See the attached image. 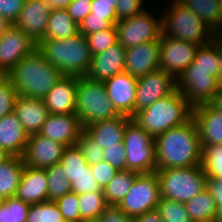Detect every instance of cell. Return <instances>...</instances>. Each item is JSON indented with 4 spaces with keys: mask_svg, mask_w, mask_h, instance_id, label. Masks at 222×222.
<instances>
[{
    "mask_svg": "<svg viewBox=\"0 0 222 222\" xmlns=\"http://www.w3.org/2000/svg\"><path fill=\"white\" fill-rule=\"evenodd\" d=\"M156 170L183 168L202 164V145L193 118L170 128L154 138Z\"/></svg>",
    "mask_w": 222,
    "mask_h": 222,
    "instance_id": "cell-1",
    "label": "cell"
},
{
    "mask_svg": "<svg viewBox=\"0 0 222 222\" xmlns=\"http://www.w3.org/2000/svg\"><path fill=\"white\" fill-rule=\"evenodd\" d=\"M6 76L19 96L43 99L64 75L36 48L22 58Z\"/></svg>",
    "mask_w": 222,
    "mask_h": 222,
    "instance_id": "cell-2",
    "label": "cell"
},
{
    "mask_svg": "<svg viewBox=\"0 0 222 222\" xmlns=\"http://www.w3.org/2000/svg\"><path fill=\"white\" fill-rule=\"evenodd\" d=\"M37 50L63 75L86 76L92 61V53L86 37L80 33L67 39H43Z\"/></svg>",
    "mask_w": 222,
    "mask_h": 222,
    "instance_id": "cell-3",
    "label": "cell"
},
{
    "mask_svg": "<svg viewBox=\"0 0 222 222\" xmlns=\"http://www.w3.org/2000/svg\"><path fill=\"white\" fill-rule=\"evenodd\" d=\"M193 107L182 93L176 89L168 96L158 99L148 108L135 113L132 117L140 127L153 138L192 118Z\"/></svg>",
    "mask_w": 222,
    "mask_h": 222,
    "instance_id": "cell-4",
    "label": "cell"
},
{
    "mask_svg": "<svg viewBox=\"0 0 222 222\" xmlns=\"http://www.w3.org/2000/svg\"><path fill=\"white\" fill-rule=\"evenodd\" d=\"M161 14L162 35L197 45L210 43L216 34L192 10L178 0H171Z\"/></svg>",
    "mask_w": 222,
    "mask_h": 222,
    "instance_id": "cell-5",
    "label": "cell"
},
{
    "mask_svg": "<svg viewBox=\"0 0 222 222\" xmlns=\"http://www.w3.org/2000/svg\"><path fill=\"white\" fill-rule=\"evenodd\" d=\"M75 113L83 127L120 115L107 95L104 82L86 76L78 77Z\"/></svg>",
    "mask_w": 222,
    "mask_h": 222,
    "instance_id": "cell-6",
    "label": "cell"
},
{
    "mask_svg": "<svg viewBox=\"0 0 222 222\" xmlns=\"http://www.w3.org/2000/svg\"><path fill=\"white\" fill-rule=\"evenodd\" d=\"M155 172L161 198L185 203L206 189L207 176L201 165Z\"/></svg>",
    "mask_w": 222,
    "mask_h": 222,
    "instance_id": "cell-7",
    "label": "cell"
},
{
    "mask_svg": "<svg viewBox=\"0 0 222 222\" xmlns=\"http://www.w3.org/2000/svg\"><path fill=\"white\" fill-rule=\"evenodd\" d=\"M123 144L126 150V169L137 173L156 171L154 138L131 119L124 131Z\"/></svg>",
    "mask_w": 222,
    "mask_h": 222,
    "instance_id": "cell-8",
    "label": "cell"
},
{
    "mask_svg": "<svg viewBox=\"0 0 222 222\" xmlns=\"http://www.w3.org/2000/svg\"><path fill=\"white\" fill-rule=\"evenodd\" d=\"M218 70L186 68L176 79V89L192 107L207 104L220 90L217 82Z\"/></svg>",
    "mask_w": 222,
    "mask_h": 222,
    "instance_id": "cell-9",
    "label": "cell"
},
{
    "mask_svg": "<svg viewBox=\"0 0 222 222\" xmlns=\"http://www.w3.org/2000/svg\"><path fill=\"white\" fill-rule=\"evenodd\" d=\"M160 199L156 172L140 173L135 177L128 194L117 206L126 215L133 218L145 212L155 210Z\"/></svg>",
    "mask_w": 222,
    "mask_h": 222,
    "instance_id": "cell-10",
    "label": "cell"
},
{
    "mask_svg": "<svg viewBox=\"0 0 222 222\" xmlns=\"http://www.w3.org/2000/svg\"><path fill=\"white\" fill-rule=\"evenodd\" d=\"M152 14L144 9L132 17L118 20L115 24L117 38L125 49L156 40L161 36V14L159 18Z\"/></svg>",
    "mask_w": 222,
    "mask_h": 222,
    "instance_id": "cell-11",
    "label": "cell"
},
{
    "mask_svg": "<svg viewBox=\"0 0 222 222\" xmlns=\"http://www.w3.org/2000/svg\"><path fill=\"white\" fill-rule=\"evenodd\" d=\"M199 46L161 34L159 69L177 79L192 63Z\"/></svg>",
    "mask_w": 222,
    "mask_h": 222,
    "instance_id": "cell-12",
    "label": "cell"
},
{
    "mask_svg": "<svg viewBox=\"0 0 222 222\" xmlns=\"http://www.w3.org/2000/svg\"><path fill=\"white\" fill-rule=\"evenodd\" d=\"M176 90V79L162 69L138 77L136 87L135 113L142 111L158 99Z\"/></svg>",
    "mask_w": 222,
    "mask_h": 222,
    "instance_id": "cell-13",
    "label": "cell"
},
{
    "mask_svg": "<svg viewBox=\"0 0 222 222\" xmlns=\"http://www.w3.org/2000/svg\"><path fill=\"white\" fill-rule=\"evenodd\" d=\"M37 48V43L14 24L0 38V75L6 76L25 56Z\"/></svg>",
    "mask_w": 222,
    "mask_h": 222,
    "instance_id": "cell-14",
    "label": "cell"
},
{
    "mask_svg": "<svg viewBox=\"0 0 222 222\" xmlns=\"http://www.w3.org/2000/svg\"><path fill=\"white\" fill-rule=\"evenodd\" d=\"M66 147V145L38 133L29 135L22 156L24 165L39 169L51 167L56 163H60Z\"/></svg>",
    "mask_w": 222,
    "mask_h": 222,
    "instance_id": "cell-15",
    "label": "cell"
},
{
    "mask_svg": "<svg viewBox=\"0 0 222 222\" xmlns=\"http://www.w3.org/2000/svg\"><path fill=\"white\" fill-rule=\"evenodd\" d=\"M138 78L122 72L104 81L107 95L120 115H135L136 87Z\"/></svg>",
    "mask_w": 222,
    "mask_h": 222,
    "instance_id": "cell-16",
    "label": "cell"
},
{
    "mask_svg": "<svg viewBox=\"0 0 222 222\" xmlns=\"http://www.w3.org/2000/svg\"><path fill=\"white\" fill-rule=\"evenodd\" d=\"M84 127L76 113L49 114L38 134L66 146L76 145Z\"/></svg>",
    "mask_w": 222,
    "mask_h": 222,
    "instance_id": "cell-17",
    "label": "cell"
},
{
    "mask_svg": "<svg viewBox=\"0 0 222 222\" xmlns=\"http://www.w3.org/2000/svg\"><path fill=\"white\" fill-rule=\"evenodd\" d=\"M160 37L126 48L125 72L140 77L159 69Z\"/></svg>",
    "mask_w": 222,
    "mask_h": 222,
    "instance_id": "cell-18",
    "label": "cell"
},
{
    "mask_svg": "<svg viewBox=\"0 0 222 222\" xmlns=\"http://www.w3.org/2000/svg\"><path fill=\"white\" fill-rule=\"evenodd\" d=\"M51 11L44 0H25L14 25L38 43L44 39Z\"/></svg>",
    "mask_w": 222,
    "mask_h": 222,
    "instance_id": "cell-19",
    "label": "cell"
},
{
    "mask_svg": "<svg viewBox=\"0 0 222 222\" xmlns=\"http://www.w3.org/2000/svg\"><path fill=\"white\" fill-rule=\"evenodd\" d=\"M126 49L117 41L108 49L93 55L86 77L94 81H105L125 72Z\"/></svg>",
    "mask_w": 222,
    "mask_h": 222,
    "instance_id": "cell-20",
    "label": "cell"
},
{
    "mask_svg": "<svg viewBox=\"0 0 222 222\" xmlns=\"http://www.w3.org/2000/svg\"><path fill=\"white\" fill-rule=\"evenodd\" d=\"M78 76H62L43 98L49 114H72L76 112Z\"/></svg>",
    "mask_w": 222,
    "mask_h": 222,
    "instance_id": "cell-21",
    "label": "cell"
},
{
    "mask_svg": "<svg viewBox=\"0 0 222 222\" xmlns=\"http://www.w3.org/2000/svg\"><path fill=\"white\" fill-rule=\"evenodd\" d=\"M15 198L29 204L48 201V179L46 169L25 166Z\"/></svg>",
    "mask_w": 222,
    "mask_h": 222,
    "instance_id": "cell-22",
    "label": "cell"
},
{
    "mask_svg": "<svg viewBox=\"0 0 222 222\" xmlns=\"http://www.w3.org/2000/svg\"><path fill=\"white\" fill-rule=\"evenodd\" d=\"M201 145H222V111L215 110L209 103L193 107Z\"/></svg>",
    "mask_w": 222,
    "mask_h": 222,
    "instance_id": "cell-23",
    "label": "cell"
},
{
    "mask_svg": "<svg viewBox=\"0 0 222 222\" xmlns=\"http://www.w3.org/2000/svg\"><path fill=\"white\" fill-rule=\"evenodd\" d=\"M13 112L28 135L36 134L47 120L49 111L43 99L17 96Z\"/></svg>",
    "mask_w": 222,
    "mask_h": 222,
    "instance_id": "cell-24",
    "label": "cell"
},
{
    "mask_svg": "<svg viewBox=\"0 0 222 222\" xmlns=\"http://www.w3.org/2000/svg\"><path fill=\"white\" fill-rule=\"evenodd\" d=\"M131 119L119 115L113 119L91 123L84 127V131L104 150L123 143L125 127Z\"/></svg>",
    "mask_w": 222,
    "mask_h": 222,
    "instance_id": "cell-25",
    "label": "cell"
},
{
    "mask_svg": "<svg viewBox=\"0 0 222 222\" xmlns=\"http://www.w3.org/2000/svg\"><path fill=\"white\" fill-rule=\"evenodd\" d=\"M28 136L14 112L0 119V148L9 156H23Z\"/></svg>",
    "mask_w": 222,
    "mask_h": 222,
    "instance_id": "cell-26",
    "label": "cell"
},
{
    "mask_svg": "<svg viewBox=\"0 0 222 222\" xmlns=\"http://www.w3.org/2000/svg\"><path fill=\"white\" fill-rule=\"evenodd\" d=\"M24 167L20 156H9L0 164V195L3 198L15 196Z\"/></svg>",
    "mask_w": 222,
    "mask_h": 222,
    "instance_id": "cell-27",
    "label": "cell"
},
{
    "mask_svg": "<svg viewBox=\"0 0 222 222\" xmlns=\"http://www.w3.org/2000/svg\"><path fill=\"white\" fill-rule=\"evenodd\" d=\"M79 33V25L66 9L52 10L44 39H67Z\"/></svg>",
    "mask_w": 222,
    "mask_h": 222,
    "instance_id": "cell-28",
    "label": "cell"
},
{
    "mask_svg": "<svg viewBox=\"0 0 222 222\" xmlns=\"http://www.w3.org/2000/svg\"><path fill=\"white\" fill-rule=\"evenodd\" d=\"M192 10L216 34L222 33L221 10L219 0H178Z\"/></svg>",
    "mask_w": 222,
    "mask_h": 222,
    "instance_id": "cell-29",
    "label": "cell"
},
{
    "mask_svg": "<svg viewBox=\"0 0 222 222\" xmlns=\"http://www.w3.org/2000/svg\"><path fill=\"white\" fill-rule=\"evenodd\" d=\"M192 222L214 221L217 206L210 192L205 189L184 203Z\"/></svg>",
    "mask_w": 222,
    "mask_h": 222,
    "instance_id": "cell-30",
    "label": "cell"
},
{
    "mask_svg": "<svg viewBox=\"0 0 222 222\" xmlns=\"http://www.w3.org/2000/svg\"><path fill=\"white\" fill-rule=\"evenodd\" d=\"M138 174L132 170H119L111 182L103 189L107 205L117 206L128 194Z\"/></svg>",
    "mask_w": 222,
    "mask_h": 222,
    "instance_id": "cell-31",
    "label": "cell"
},
{
    "mask_svg": "<svg viewBox=\"0 0 222 222\" xmlns=\"http://www.w3.org/2000/svg\"><path fill=\"white\" fill-rule=\"evenodd\" d=\"M79 211L83 222H96L108 206L103 192H89L78 195Z\"/></svg>",
    "mask_w": 222,
    "mask_h": 222,
    "instance_id": "cell-32",
    "label": "cell"
},
{
    "mask_svg": "<svg viewBox=\"0 0 222 222\" xmlns=\"http://www.w3.org/2000/svg\"><path fill=\"white\" fill-rule=\"evenodd\" d=\"M48 179V201H56L66 193L72 192L71 182L66 178L61 163L46 168Z\"/></svg>",
    "mask_w": 222,
    "mask_h": 222,
    "instance_id": "cell-33",
    "label": "cell"
},
{
    "mask_svg": "<svg viewBox=\"0 0 222 222\" xmlns=\"http://www.w3.org/2000/svg\"><path fill=\"white\" fill-rule=\"evenodd\" d=\"M60 163L64 168L66 178H68L70 182H72L77 175L89 171V165L77 145L67 146L64 149Z\"/></svg>",
    "mask_w": 222,
    "mask_h": 222,
    "instance_id": "cell-34",
    "label": "cell"
},
{
    "mask_svg": "<svg viewBox=\"0 0 222 222\" xmlns=\"http://www.w3.org/2000/svg\"><path fill=\"white\" fill-rule=\"evenodd\" d=\"M26 222H65L55 201L30 204Z\"/></svg>",
    "mask_w": 222,
    "mask_h": 222,
    "instance_id": "cell-35",
    "label": "cell"
},
{
    "mask_svg": "<svg viewBox=\"0 0 222 222\" xmlns=\"http://www.w3.org/2000/svg\"><path fill=\"white\" fill-rule=\"evenodd\" d=\"M202 169L207 178L222 179V145H202Z\"/></svg>",
    "mask_w": 222,
    "mask_h": 222,
    "instance_id": "cell-36",
    "label": "cell"
},
{
    "mask_svg": "<svg viewBox=\"0 0 222 222\" xmlns=\"http://www.w3.org/2000/svg\"><path fill=\"white\" fill-rule=\"evenodd\" d=\"M29 203L15 197L4 198L0 202V222H26Z\"/></svg>",
    "mask_w": 222,
    "mask_h": 222,
    "instance_id": "cell-37",
    "label": "cell"
},
{
    "mask_svg": "<svg viewBox=\"0 0 222 222\" xmlns=\"http://www.w3.org/2000/svg\"><path fill=\"white\" fill-rule=\"evenodd\" d=\"M156 210L163 222H192L182 202L161 198Z\"/></svg>",
    "mask_w": 222,
    "mask_h": 222,
    "instance_id": "cell-38",
    "label": "cell"
},
{
    "mask_svg": "<svg viewBox=\"0 0 222 222\" xmlns=\"http://www.w3.org/2000/svg\"><path fill=\"white\" fill-rule=\"evenodd\" d=\"M85 37L92 55L105 51L118 41L115 24H112L109 28L103 29L102 31L91 33Z\"/></svg>",
    "mask_w": 222,
    "mask_h": 222,
    "instance_id": "cell-39",
    "label": "cell"
},
{
    "mask_svg": "<svg viewBox=\"0 0 222 222\" xmlns=\"http://www.w3.org/2000/svg\"><path fill=\"white\" fill-rule=\"evenodd\" d=\"M220 62L217 58L215 46L210 42L199 46L195 58L187 68H204L219 70Z\"/></svg>",
    "mask_w": 222,
    "mask_h": 222,
    "instance_id": "cell-40",
    "label": "cell"
},
{
    "mask_svg": "<svg viewBox=\"0 0 222 222\" xmlns=\"http://www.w3.org/2000/svg\"><path fill=\"white\" fill-rule=\"evenodd\" d=\"M76 145L88 165H94L104 160L103 149L84 130L79 136Z\"/></svg>",
    "mask_w": 222,
    "mask_h": 222,
    "instance_id": "cell-41",
    "label": "cell"
},
{
    "mask_svg": "<svg viewBox=\"0 0 222 222\" xmlns=\"http://www.w3.org/2000/svg\"><path fill=\"white\" fill-rule=\"evenodd\" d=\"M55 203L58 205L65 221L83 222L79 211L78 194L74 192L66 193L61 198L57 199Z\"/></svg>",
    "mask_w": 222,
    "mask_h": 222,
    "instance_id": "cell-42",
    "label": "cell"
},
{
    "mask_svg": "<svg viewBox=\"0 0 222 222\" xmlns=\"http://www.w3.org/2000/svg\"><path fill=\"white\" fill-rule=\"evenodd\" d=\"M18 94L7 76L0 75V119L13 112Z\"/></svg>",
    "mask_w": 222,
    "mask_h": 222,
    "instance_id": "cell-43",
    "label": "cell"
},
{
    "mask_svg": "<svg viewBox=\"0 0 222 222\" xmlns=\"http://www.w3.org/2000/svg\"><path fill=\"white\" fill-rule=\"evenodd\" d=\"M71 189L72 192L78 195L89 192H103L94 179L90 165L89 171H85L74 178V180L71 182Z\"/></svg>",
    "mask_w": 222,
    "mask_h": 222,
    "instance_id": "cell-44",
    "label": "cell"
},
{
    "mask_svg": "<svg viewBox=\"0 0 222 222\" xmlns=\"http://www.w3.org/2000/svg\"><path fill=\"white\" fill-rule=\"evenodd\" d=\"M117 0H93L91 2L90 16L103 17L111 20L114 24L118 22L116 15Z\"/></svg>",
    "mask_w": 222,
    "mask_h": 222,
    "instance_id": "cell-45",
    "label": "cell"
},
{
    "mask_svg": "<svg viewBox=\"0 0 222 222\" xmlns=\"http://www.w3.org/2000/svg\"><path fill=\"white\" fill-rule=\"evenodd\" d=\"M90 169L94 176V179L102 190L107 186L108 183L111 182V180L119 171L117 168L111 166L105 160L97 164L90 165Z\"/></svg>",
    "mask_w": 222,
    "mask_h": 222,
    "instance_id": "cell-46",
    "label": "cell"
},
{
    "mask_svg": "<svg viewBox=\"0 0 222 222\" xmlns=\"http://www.w3.org/2000/svg\"><path fill=\"white\" fill-rule=\"evenodd\" d=\"M104 160L118 170L126 169V150L123 143L103 150Z\"/></svg>",
    "mask_w": 222,
    "mask_h": 222,
    "instance_id": "cell-47",
    "label": "cell"
},
{
    "mask_svg": "<svg viewBox=\"0 0 222 222\" xmlns=\"http://www.w3.org/2000/svg\"><path fill=\"white\" fill-rule=\"evenodd\" d=\"M145 0H117L116 15L118 20L132 17L144 10Z\"/></svg>",
    "mask_w": 222,
    "mask_h": 222,
    "instance_id": "cell-48",
    "label": "cell"
},
{
    "mask_svg": "<svg viewBox=\"0 0 222 222\" xmlns=\"http://www.w3.org/2000/svg\"><path fill=\"white\" fill-rule=\"evenodd\" d=\"M114 24L111 20L103 17L90 16V14L79 24V33L87 36L94 32L102 31Z\"/></svg>",
    "mask_w": 222,
    "mask_h": 222,
    "instance_id": "cell-49",
    "label": "cell"
},
{
    "mask_svg": "<svg viewBox=\"0 0 222 222\" xmlns=\"http://www.w3.org/2000/svg\"><path fill=\"white\" fill-rule=\"evenodd\" d=\"M24 2L25 0H0V16L14 24L20 15Z\"/></svg>",
    "mask_w": 222,
    "mask_h": 222,
    "instance_id": "cell-50",
    "label": "cell"
},
{
    "mask_svg": "<svg viewBox=\"0 0 222 222\" xmlns=\"http://www.w3.org/2000/svg\"><path fill=\"white\" fill-rule=\"evenodd\" d=\"M206 189L212 195L217 206V212L214 221L222 222V179L207 178Z\"/></svg>",
    "mask_w": 222,
    "mask_h": 222,
    "instance_id": "cell-51",
    "label": "cell"
},
{
    "mask_svg": "<svg viewBox=\"0 0 222 222\" xmlns=\"http://www.w3.org/2000/svg\"><path fill=\"white\" fill-rule=\"evenodd\" d=\"M66 10L72 19L79 25L91 13V1L72 0Z\"/></svg>",
    "mask_w": 222,
    "mask_h": 222,
    "instance_id": "cell-52",
    "label": "cell"
},
{
    "mask_svg": "<svg viewBox=\"0 0 222 222\" xmlns=\"http://www.w3.org/2000/svg\"><path fill=\"white\" fill-rule=\"evenodd\" d=\"M96 222H134L133 218L126 215L116 205H108Z\"/></svg>",
    "mask_w": 222,
    "mask_h": 222,
    "instance_id": "cell-53",
    "label": "cell"
},
{
    "mask_svg": "<svg viewBox=\"0 0 222 222\" xmlns=\"http://www.w3.org/2000/svg\"><path fill=\"white\" fill-rule=\"evenodd\" d=\"M211 43L215 46L217 52V58L220 62V67L218 70L217 82L222 89V33L215 34L211 40Z\"/></svg>",
    "mask_w": 222,
    "mask_h": 222,
    "instance_id": "cell-54",
    "label": "cell"
},
{
    "mask_svg": "<svg viewBox=\"0 0 222 222\" xmlns=\"http://www.w3.org/2000/svg\"><path fill=\"white\" fill-rule=\"evenodd\" d=\"M134 222H163L159 212L155 209L133 217Z\"/></svg>",
    "mask_w": 222,
    "mask_h": 222,
    "instance_id": "cell-55",
    "label": "cell"
},
{
    "mask_svg": "<svg viewBox=\"0 0 222 222\" xmlns=\"http://www.w3.org/2000/svg\"><path fill=\"white\" fill-rule=\"evenodd\" d=\"M51 10L66 9L72 0H44Z\"/></svg>",
    "mask_w": 222,
    "mask_h": 222,
    "instance_id": "cell-56",
    "label": "cell"
},
{
    "mask_svg": "<svg viewBox=\"0 0 222 222\" xmlns=\"http://www.w3.org/2000/svg\"><path fill=\"white\" fill-rule=\"evenodd\" d=\"M209 104L217 111H222V89L217 91Z\"/></svg>",
    "mask_w": 222,
    "mask_h": 222,
    "instance_id": "cell-57",
    "label": "cell"
},
{
    "mask_svg": "<svg viewBox=\"0 0 222 222\" xmlns=\"http://www.w3.org/2000/svg\"><path fill=\"white\" fill-rule=\"evenodd\" d=\"M12 26L7 19L0 16V38L4 35V33Z\"/></svg>",
    "mask_w": 222,
    "mask_h": 222,
    "instance_id": "cell-58",
    "label": "cell"
},
{
    "mask_svg": "<svg viewBox=\"0 0 222 222\" xmlns=\"http://www.w3.org/2000/svg\"><path fill=\"white\" fill-rule=\"evenodd\" d=\"M9 157L1 148H0V164Z\"/></svg>",
    "mask_w": 222,
    "mask_h": 222,
    "instance_id": "cell-59",
    "label": "cell"
},
{
    "mask_svg": "<svg viewBox=\"0 0 222 222\" xmlns=\"http://www.w3.org/2000/svg\"><path fill=\"white\" fill-rule=\"evenodd\" d=\"M220 10H221V22H222V0H219Z\"/></svg>",
    "mask_w": 222,
    "mask_h": 222,
    "instance_id": "cell-60",
    "label": "cell"
},
{
    "mask_svg": "<svg viewBox=\"0 0 222 222\" xmlns=\"http://www.w3.org/2000/svg\"><path fill=\"white\" fill-rule=\"evenodd\" d=\"M4 201V198L0 195V202Z\"/></svg>",
    "mask_w": 222,
    "mask_h": 222,
    "instance_id": "cell-61",
    "label": "cell"
}]
</instances>
